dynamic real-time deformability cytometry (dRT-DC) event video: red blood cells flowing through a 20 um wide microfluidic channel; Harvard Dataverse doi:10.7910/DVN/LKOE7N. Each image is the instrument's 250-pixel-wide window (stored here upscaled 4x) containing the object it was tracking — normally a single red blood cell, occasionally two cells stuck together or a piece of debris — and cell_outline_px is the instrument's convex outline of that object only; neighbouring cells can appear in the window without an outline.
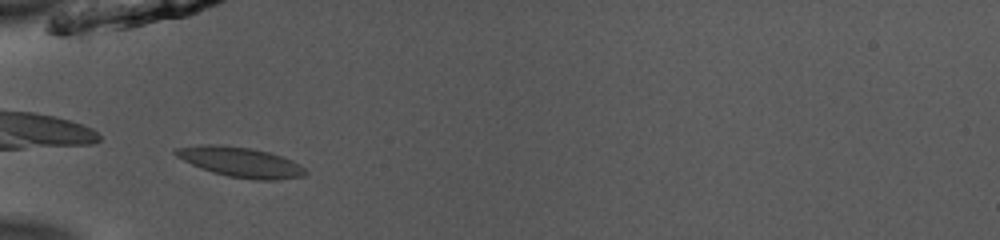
{"species": "common noctule bat (a hibernating species)", "species_latin": "Nyctalus noctula", "temperature_condition": "room temperature", "stored_images_in_passage": 35, "camera_frame_rate_fps": 3000, "um_per_image_px": 0.085, "animal": {"sex": "male", "body_mass_g": 13.0, "forearm_length_mm": 53.1}, "frame": {"image": 1, "passage_image": 1, "time_ms": 0.0, "image_size_px": [1000, 240], "cell_outline_px": [[308, 172], [304, 176], [276, 180], [256, 180], [228, 176], [212, 172], [200, 168], [176, 156], [172, 152], [176, 148], [204, 144], [216, 144], [248, 148], [268, 152], [292, 160], [300, 164]], "centroid_in_image_um": [20.45, 13.78], "position_along_channel_um": 64.6, "area_um2": 22.54}}
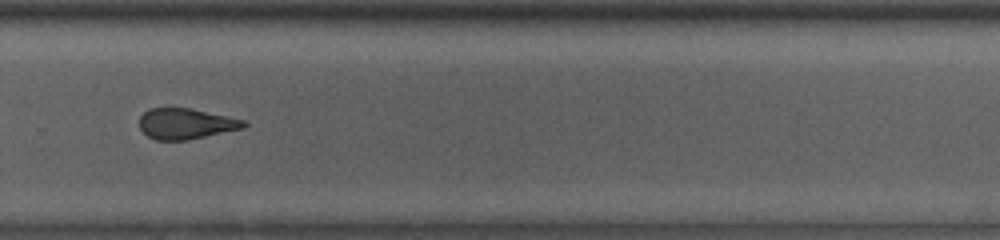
{"frame": {"image": 2, "passage_image": 20, "time_ms": 6.333, "image_size_px": [1000, 240], "cell_outline_px": [[248, 124], [244, 128], [184, 140], [156, 140], [148, 136], [140, 128], [140, 116], [148, 108], [188, 108], [248, 120]], "centroid_in_image_um": [15.82, 10.51], "position_along_channel_um": 314.0, "area_um2": 18.55}, "authors_computed_cell_mechanics": {"area_um2": 19.9988, "velocity_mm_per_s": 3.9828, "shape_relaxation_time_tau1_ms": 4.9322, "shape_relaxation_time_tau2_ms": 2.9723, "deformation_change_tau1": 0.1132, "deformation_change_tau2": 0.1261}}